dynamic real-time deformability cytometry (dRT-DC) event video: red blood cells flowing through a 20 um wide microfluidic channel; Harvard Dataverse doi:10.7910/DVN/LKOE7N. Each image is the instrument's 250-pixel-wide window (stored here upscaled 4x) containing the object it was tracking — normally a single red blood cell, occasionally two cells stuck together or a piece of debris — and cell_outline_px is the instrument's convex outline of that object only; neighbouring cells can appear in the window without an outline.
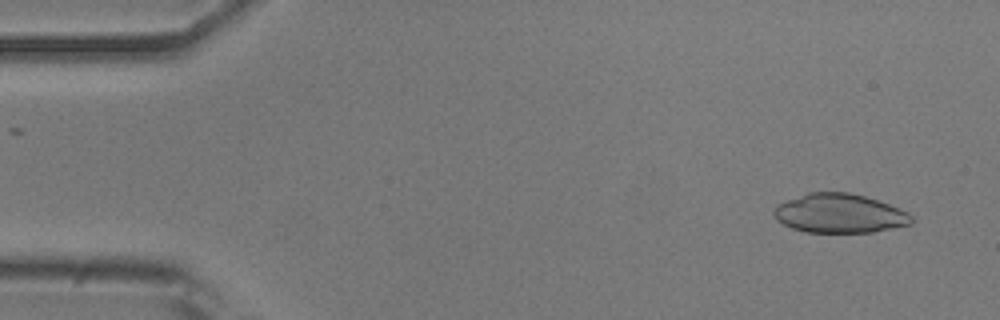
{"species": "common noctule bat (a hibernating species)", "species_latin": "Nyctalus noctula", "temperature_condition": "room temperature", "stored_images_in_passage": 50, "camera_frame_rate_fps": 3000, "um_per_image_px": 0.085, "animal": {"sex": "male", "body_mass_g": 20.5, "forearm_length_mm": 52.5}, "frame": {"image": 1, "passage_image": 2, "time_ms": 0.333, "image_size_px": [1000, 320], "cell_outline_px": [[912, 224], [872, 232], [804, 232], [792, 228], [776, 220], [772, 212], [772, 208], [776, 204], [808, 192], [848, 192], [864, 196], [900, 208], [908, 212], [912, 216]], "centroid_in_image_um": [71.32, 18.14], "position_along_channel_um": 13.7, "area_um2": 31.44}}